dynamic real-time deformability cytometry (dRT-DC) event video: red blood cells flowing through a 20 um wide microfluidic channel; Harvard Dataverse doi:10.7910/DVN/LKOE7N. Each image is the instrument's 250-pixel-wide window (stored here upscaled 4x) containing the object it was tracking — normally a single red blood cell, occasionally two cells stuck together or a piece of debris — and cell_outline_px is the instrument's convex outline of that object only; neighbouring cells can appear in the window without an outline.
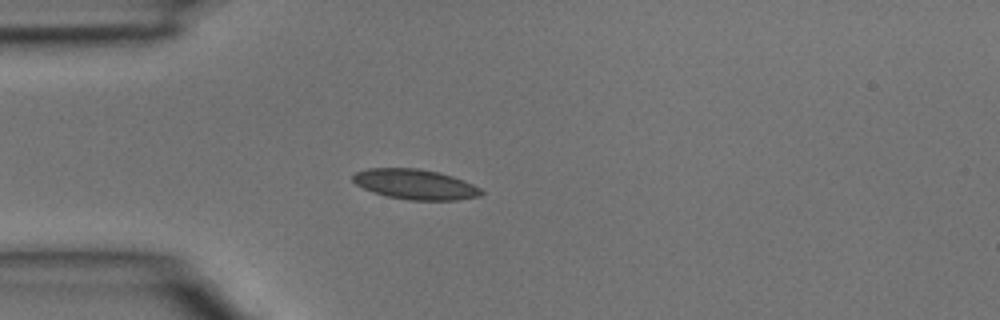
{"species": "common noctule bat (a hibernating species)", "species_latin": "Nyctalus noctula", "temperature_condition": "room temperature", "stored_images_in_passage": 3, "camera_frame_rate_fps": 3000, "um_per_image_px": 0.085, "animal": {"sex": "male", "body_mass_g": 15.6}, "frame": {"image": 1, "passage_image": 3, "time_ms": 0.667, "image_size_px": [1000, 320], "cell_outline_px": [[484, 192], [480, 196], [456, 200], [408, 200], [384, 196], [372, 192], [356, 184], [352, 180], [352, 176], [356, 172], [368, 168], [416, 168], [440, 172], [464, 180], [480, 188]], "centroid_in_image_um": [35.28, 15.67], "position_along_channel_um": 49.7, "area_um2": 22.66}}